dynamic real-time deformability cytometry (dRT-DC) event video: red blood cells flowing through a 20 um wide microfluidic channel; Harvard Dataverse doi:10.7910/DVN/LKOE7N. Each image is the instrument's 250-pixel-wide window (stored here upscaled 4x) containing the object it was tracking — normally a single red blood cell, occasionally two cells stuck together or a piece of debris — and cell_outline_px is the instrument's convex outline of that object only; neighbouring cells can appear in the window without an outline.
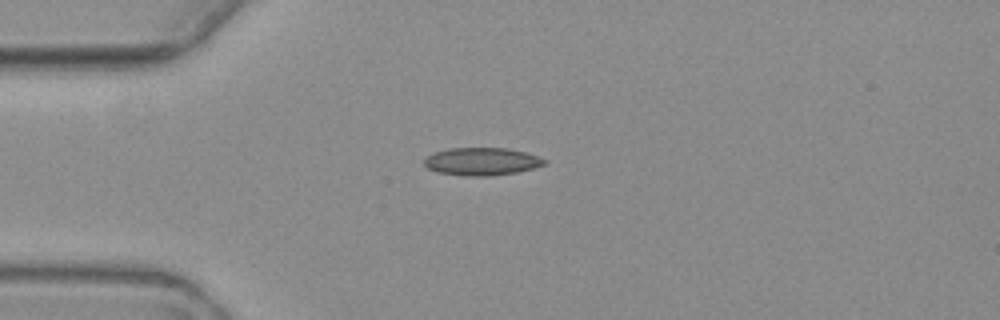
{"species": "common noctule bat (a hibernating species)", "species_latin": "Nyctalus noctula", "temperature_condition": "warm", "stored_images_in_passage": 5, "camera_frame_rate_fps": 3000, "um_per_image_px": 0.085, "animal": {"sex": "female", "body_mass_g": 19.3, "forearm_length_mm": 54.1}, "frame": {"image": 1, "passage_image": 1, "time_ms": 0.0, "image_size_px": [1000, 320], "cell_outline_px": [[548, 164], [516, 172], [488, 176], [468, 176], [440, 172], [428, 168], [424, 164], [424, 156], [432, 152], [448, 148], [508, 148], [524, 152], [548, 160]], "centroid_in_image_um": [40.93, 13.71], "position_along_channel_um": 44.1, "area_um2": 19.42}}
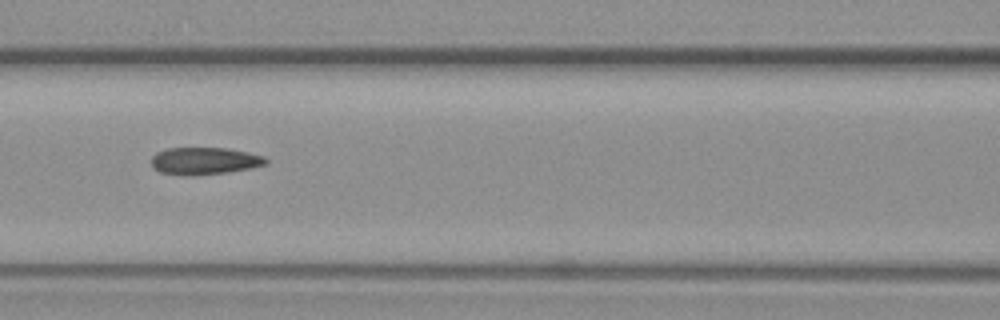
{"frame": {"image": 2, "passage_image": 4, "time_ms": 3.333, "image_size_px": [1000, 320], "cell_outline_px": [[268, 164], [252, 168], [224, 172], [192, 176], [160, 172], [152, 168], [152, 156], [156, 152], [168, 148], [228, 148], [248, 152], [264, 156], [268, 160]], "centroid_in_image_um": [17.39, 13.67], "position_along_channel_um": 149.2, "area_um2": 18.21}}
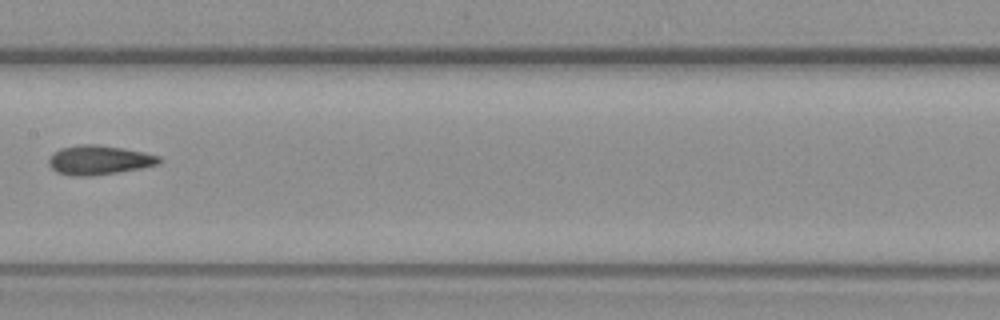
{"frame": {"image": 3, "passage_image": 5, "time_ms": 4.667, "image_size_px": [1000, 320], "cell_outline_px": [[164, 160], [160, 164], [140, 168], [92, 176], [72, 176], [56, 172], [48, 164], [48, 160], [52, 152], [60, 148], [80, 144], [96, 144], [124, 148], [144, 152], [160, 156]], "centroid_in_image_um": [8.42, 13.59], "position_along_channel_um": 199.0, "area_um2": 19.07}}